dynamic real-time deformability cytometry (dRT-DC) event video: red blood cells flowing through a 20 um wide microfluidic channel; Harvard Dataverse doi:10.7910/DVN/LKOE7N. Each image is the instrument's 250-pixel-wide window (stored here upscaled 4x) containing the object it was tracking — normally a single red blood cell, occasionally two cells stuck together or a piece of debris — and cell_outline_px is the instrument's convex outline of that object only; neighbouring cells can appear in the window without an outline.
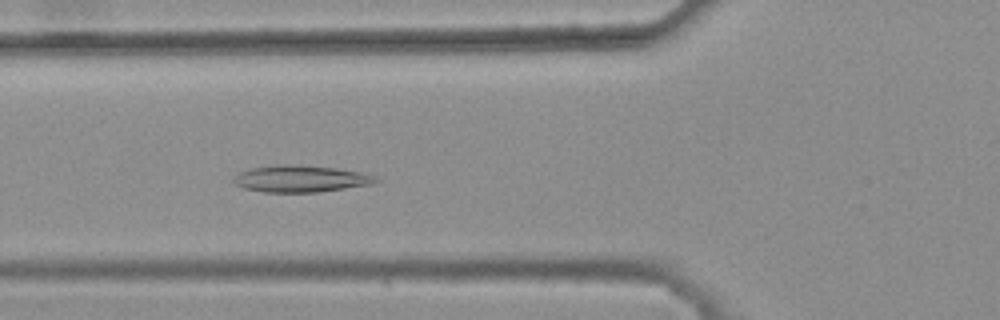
{"species": "common noctule bat (a hibernating species)", "species_latin": "Nyctalus noctula", "temperature_condition": "warm", "stored_images_in_passage": 39, "camera_frame_rate_fps": 3000, "um_per_image_px": 0.085, "animal": {"sex": "female", "body_mass_g": 25.1}, "frame": {"image": 1, "passage_image": 14, "time_ms": 4.333, "image_size_px": [1000, 320], "cell_outline_px": [[380, 180], [372, 184], [316, 192], [264, 192], [244, 188], [236, 184], [232, 180], [240, 172], [252, 168], [280, 164], [292, 164], [336, 168], [360, 172], [376, 176]], "centroid_in_image_um": [25.56, 15.19], "position_along_channel_um": 100.2, "area_um2": 21.96}}
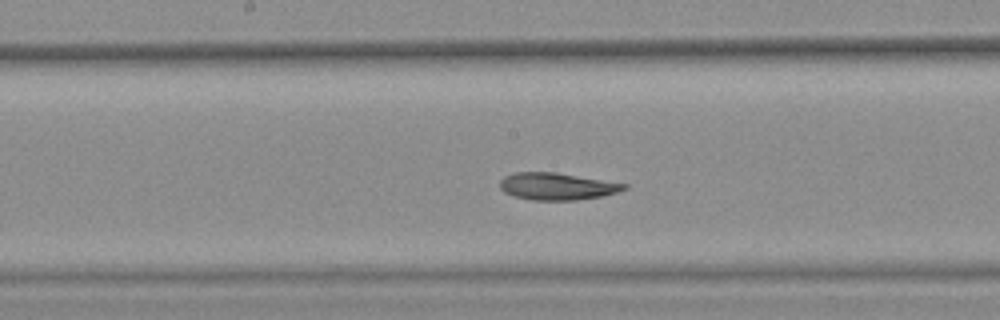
{"frame": {"image": 2, "passage_image": 22, "time_ms": 7.0, "image_size_px": [1000, 320], "cell_outline_px": [[628, 188], [604, 196], [576, 200], [532, 200], [512, 196], [504, 192], [500, 188], [500, 180], [504, 176], [516, 172], [556, 172], [628, 184]], "centroid_in_image_um": [47.33, 15.84], "position_along_channel_um": 200.9, "area_um2": 19.71}}
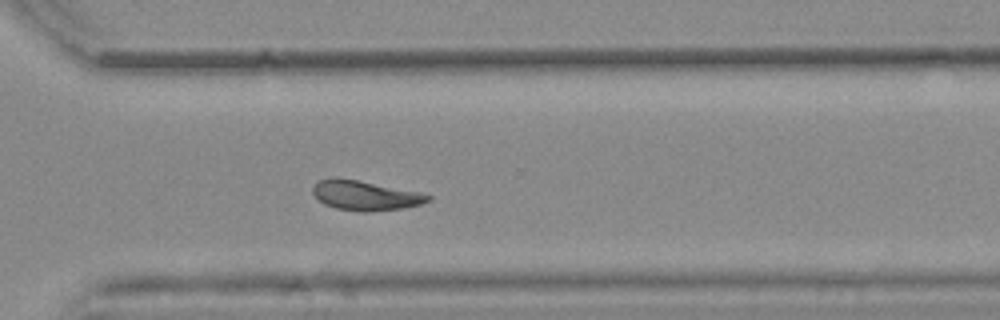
{"frame": {"image": 3, "passage_image": 33, "time_ms": 10.667, "image_size_px": [1000, 320], "cell_outline_px": [[432, 200], [420, 204], [404, 208], [368, 212], [364, 212], [336, 208], [324, 204], [312, 192], [312, 188], [320, 180], [336, 176], [420, 192], [432, 196]], "centroid_in_image_um": [31.06, 16.61], "position_along_channel_um": 339.5, "area_um2": 19.88}, "authors_computed_cell_mechanics": {"area_um2": 20.4612, "velocity_mm_per_s": 3.777, "shape_relaxation_time_tau1_ms": null, "shape_relaxation_time_tau2_ms": 7.7473, "deformation_change_tau1": null, "deformation_change_tau2": 0.1118}}